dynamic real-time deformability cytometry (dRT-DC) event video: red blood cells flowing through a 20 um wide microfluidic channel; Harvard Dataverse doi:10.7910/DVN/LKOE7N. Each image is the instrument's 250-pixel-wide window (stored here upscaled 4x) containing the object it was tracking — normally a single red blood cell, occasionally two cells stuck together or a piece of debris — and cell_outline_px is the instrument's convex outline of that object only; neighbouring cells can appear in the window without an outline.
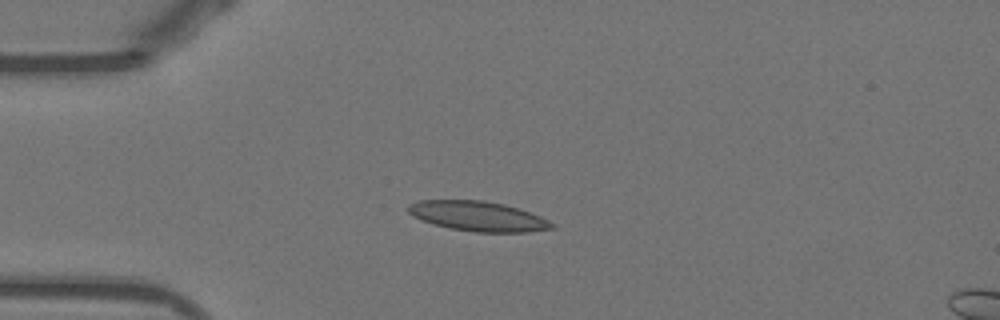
{"species": "Egyptian fruit bat (a non-hibernating species)", "species_latin": "Rousettus aegyptiacus", "temperature_condition": "warm", "stored_images_in_passage": 50, "camera_frame_rate_fps": 3000, "um_per_image_px": 0.085, "animal": {"sex": "female"}, "frame": {"image": 1, "passage_image": 11, "time_ms": 3.333, "image_size_px": [1000, 320], "cell_outline_px": [[556, 228], [528, 232], [476, 232], [448, 228], [432, 224], [420, 220], [412, 216], [408, 212], [408, 204], [420, 200], [484, 200], [504, 204], [540, 216], [556, 224]], "centroid_in_image_um": [40.61, 18.38], "position_along_channel_um": 44.4, "area_um2": 25.14}}
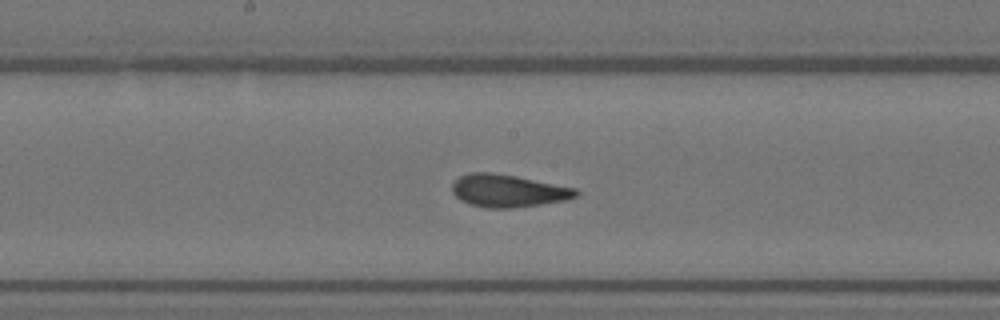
{"frame": {"image": 2, "passage_image": 25, "time_ms": 8.0, "image_size_px": [1000, 320], "cell_outline_px": [[580, 196], [564, 200], [540, 204], [512, 208], [484, 208], [468, 204], [460, 200], [452, 192], [452, 184], [460, 176], [472, 172], [492, 172], [516, 176], [576, 188], [580, 192]], "centroid_in_image_um": [43.18, 16.22], "position_along_channel_um": 205.0, "area_um2": 23.58}}
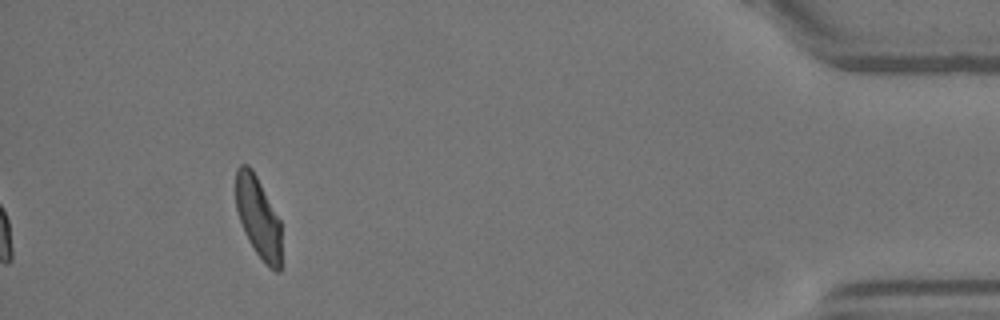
{"frame": {"image": 3, "passage_image": 46, "time_ms": 15.0, "image_size_px": [1000, 320], "cell_outline_px": [[280, 272], [276, 272], [268, 268], [264, 264], [248, 240], [244, 232], [236, 208], [236, 168], [240, 164], [248, 164], [252, 168], [280, 220]], "centroid_in_image_um": [21.94, 18.47], "position_along_channel_um": 413.3, "area_um2": 21.5}, "authors_computed_cell_mechanics": {"area_um2": 23.3801, "velocity_mm_per_s": 3.8741, "shape_relaxation_time_tau1_ms": 8.3113, "shape_relaxation_time_tau2_ms": 1.3299, "deformation_change_tau1": 0.2171, "deformation_change_tau2": 0.0856}}